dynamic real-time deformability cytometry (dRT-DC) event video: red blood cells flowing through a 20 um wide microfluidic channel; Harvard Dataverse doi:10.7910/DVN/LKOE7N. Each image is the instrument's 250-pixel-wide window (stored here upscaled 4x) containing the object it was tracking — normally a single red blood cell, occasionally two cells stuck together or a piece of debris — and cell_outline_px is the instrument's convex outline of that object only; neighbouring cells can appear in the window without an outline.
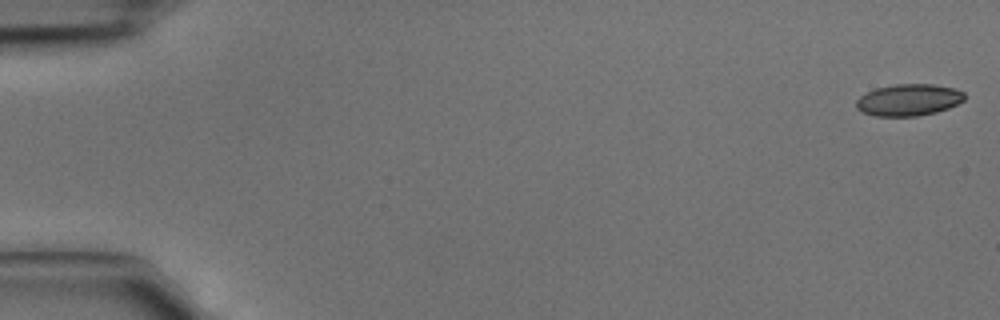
{"species": "common noctule bat (a hibernating species)", "species_latin": "Nyctalus noctula", "temperature_condition": "cold", "stored_images_in_passage": 45, "camera_frame_rate_fps": 3000, "um_per_image_px": 0.085, "animal": {"sex": "male", "body_mass_g": 15.6}, "frame": {"image": 1, "passage_image": 1, "time_ms": 0.0, "image_size_px": [1000, 320], "cell_outline_px": [[964, 100], [948, 108], [936, 112], [916, 116], [876, 116], [864, 112], [856, 108], [856, 100], [860, 96], [876, 88], [896, 84], [932, 84], [956, 88], [964, 92]], "centroid_in_image_um": [77.25, 8.49], "position_along_channel_um": 7.8, "area_um2": 19.94}}
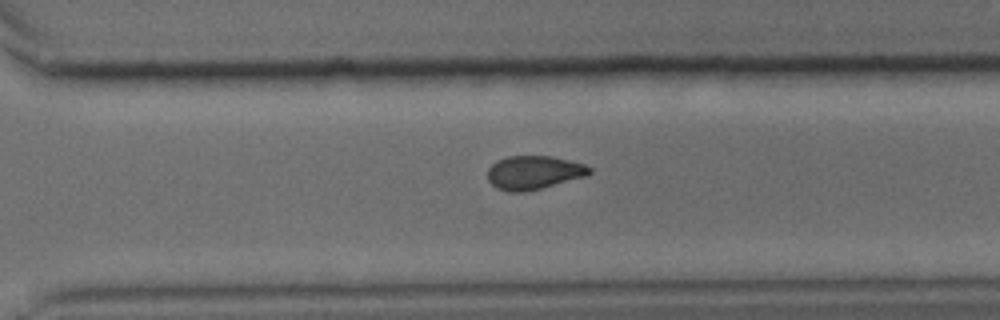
{"frame": {"image": 2, "passage_image": 32, "time_ms": 10.333, "image_size_px": [1000, 320], "cell_outline_px": [[592, 172], [588, 176], [524, 192], [508, 192], [496, 188], [488, 180], [488, 168], [492, 164], [508, 156], [552, 156], [584, 164], [592, 168]], "centroid_in_image_um": [45.39, 14.67], "position_along_channel_um": 325.2, "area_um2": 19.94}}
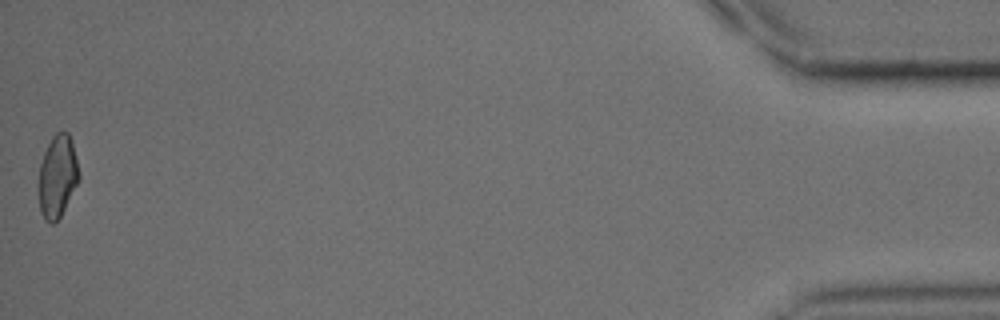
{"frame": {"image": 3, "passage_image": 45, "time_ms": 14.667, "image_size_px": [1000, 320], "cell_outline_px": [[80, 180], [60, 216], [52, 224], [44, 220], [40, 212], [40, 164], [44, 152], [52, 136], [56, 132], [68, 132], [72, 140], [80, 172]], "centroid_in_image_um": [4.92, 14.97], "position_along_channel_um": 430.3, "area_um2": 19.25}}